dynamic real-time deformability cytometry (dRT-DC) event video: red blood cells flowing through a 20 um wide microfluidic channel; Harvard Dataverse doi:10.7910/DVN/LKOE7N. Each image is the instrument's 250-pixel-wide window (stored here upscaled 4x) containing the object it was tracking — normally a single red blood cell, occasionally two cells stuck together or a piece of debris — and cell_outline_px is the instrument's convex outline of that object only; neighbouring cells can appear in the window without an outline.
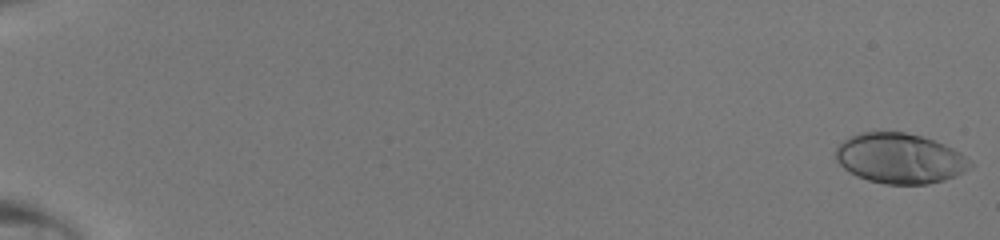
{"species": "human", "species_latin": "Homo sapiens", "temperature_condition": "room temperature", "stored_images_in_passage": 49, "camera_frame_rate_fps": 3000, "um_per_image_px": 0.085, "donor": {"sex": "male"}, "frame": {"image": 1, "passage_image": 1, "time_ms": 0.0, "image_size_px": [1000, 240], "cell_outline_px": [[972, 168], [956, 176], [944, 180], [928, 184], [884, 184], [868, 180], [856, 176], [848, 172], [836, 160], [836, 148], [848, 136], [860, 132], [904, 132], [924, 136], [944, 144], [960, 152], [972, 164]], "centroid_in_image_um": [76.48, 13.46], "position_along_channel_um": 8.5, "area_um2": 39.48}}
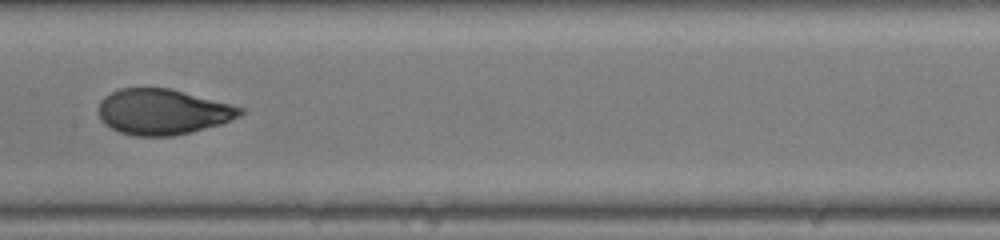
{"frame": {"image": 2, "passage_image": 28, "time_ms": 9.0, "image_size_px": [1000, 240], "cell_outline_px": [[244, 112], [240, 116], [220, 124], [192, 132], [172, 136], [136, 136], [120, 132], [104, 124], [100, 120], [100, 100], [104, 96], [120, 88], [172, 88], [244, 108]], "centroid_in_image_um": [13.83, 9.5], "position_along_channel_um": 193.6, "area_um2": 37.57}}
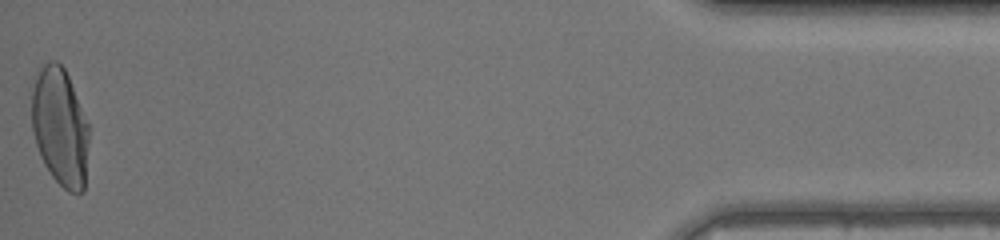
{"frame": {"image": 3, "passage_image": 49, "time_ms": 16.0, "image_size_px": [1000, 240], "cell_outline_px": [[88, 140], [84, 192], [68, 192], [52, 176], [44, 164], [40, 156], [36, 144], [32, 128], [32, 88], [40, 64], [48, 60], [56, 60], [64, 68], [68, 76], [88, 124]], "centroid_in_image_um": [5.08, 10.76], "position_along_channel_um": 430.1, "area_um2": 39.3}}